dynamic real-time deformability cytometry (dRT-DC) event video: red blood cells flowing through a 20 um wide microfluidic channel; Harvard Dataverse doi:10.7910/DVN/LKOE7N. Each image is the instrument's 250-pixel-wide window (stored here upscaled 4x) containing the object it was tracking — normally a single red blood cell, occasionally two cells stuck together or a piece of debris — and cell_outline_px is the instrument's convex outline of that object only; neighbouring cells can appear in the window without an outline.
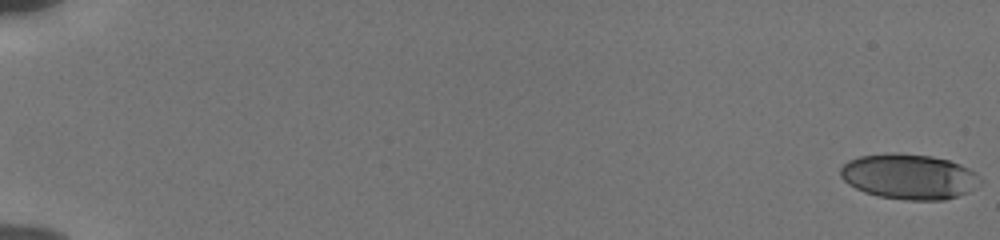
{"species": "human", "species_latin": "Homo sapiens", "temperature_condition": "cold", "stored_images_in_passage": 56, "camera_frame_rate_fps": 3000, "um_per_image_px": 0.085, "donor": {"sex": "male"}, "frame": {"image": 1, "passage_image": 1, "time_ms": 0.0, "image_size_px": [1000, 240], "cell_outline_px": [[984, 180], [980, 184], [968, 192], [944, 200], [904, 200], [880, 196], [864, 192], [848, 184], [840, 176], [840, 168], [848, 160], [860, 156], [884, 152], [896, 152], [932, 156], [948, 160], [960, 164], [976, 172]], "centroid_in_image_um": [77.27, 15.0], "position_along_channel_um": 7.7, "area_um2": 37.22}}
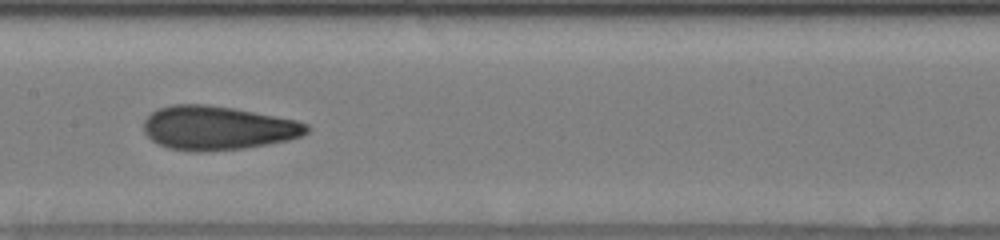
{"frame": {"image": 2, "passage_image": 31, "time_ms": 10.0, "image_size_px": [1000, 240], "cell_outline_px": [[312, 128], [308, 132], [300, 136], [288, 140], [244, 148], [200, 152], [196, 152], [168, 148], [152, 140], [144, 132], [144, 120], [156, 108], [172, 104], [208, 104], [232, 108], [296, 120], [308, 124]], "centroid_in_image_um": [18.49, 10.87], "position_along_channel_um": 188.9, "area_um2": 41.67}}
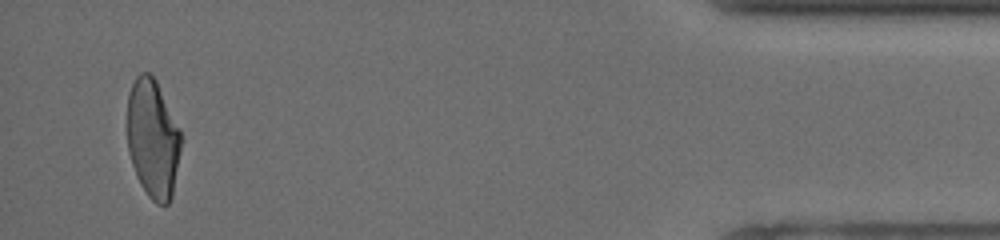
{"frame": {"image": 3, "passage_image": 54, "time_ms": 17.667, "image_size_px": [1000, 240], "cell_outline_px": [[184, 136], [172, 196], [168, 204], [156, 204], [148, 196], [140, 184], [136, 176], [128, 152], [128, 96], [132, 84], [136, 76], [140, 72], [148, 72], [156, 80]], "centroid_in_image_um": [13.02, 11.8], "position_along_channel_um": 422.2, "area_um2": 37.63}, "authors_computed_cell_mechanics": {"area_um2": 39.0728, "velocity_mm_per_s": 3.8629, "shape_relaxation_time_tau1_ms": 8.2178, "shape_relaxation_time_tau2_ms": 1.5564, "deformation_change_tau1": 0.2325, "deformation_change_tau2": 0.0926}}